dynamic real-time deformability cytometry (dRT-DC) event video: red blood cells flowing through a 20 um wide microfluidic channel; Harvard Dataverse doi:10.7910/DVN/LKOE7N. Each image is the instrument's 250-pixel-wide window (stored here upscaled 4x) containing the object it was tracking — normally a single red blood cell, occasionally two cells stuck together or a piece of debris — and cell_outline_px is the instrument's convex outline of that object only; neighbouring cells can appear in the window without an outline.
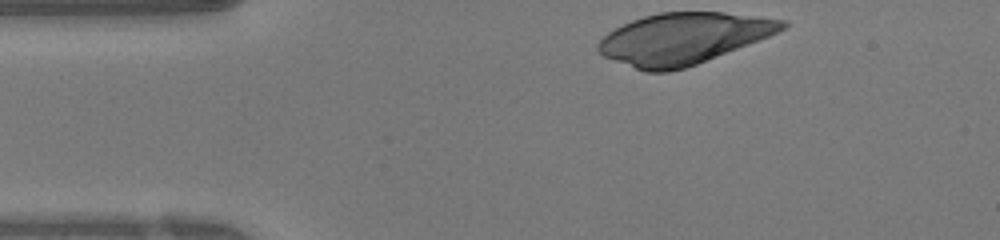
{"species": "human", "species_latin": "Homo sapiens", "temperature_condition": "warm", "stored_images_in_passage": 32, "camera_frame_rate_fps": 3000, "um_per_image_px": 0.085, "donor": {"sex": "female"}, "frame": {"image": 1, "passage_image": 1, "time_ms": 0.0, "image_size_px": [1000, 240], "cell_outline_px": [[788, 24], [784, 28], [768, 36], [696, 64], [684, 68], [668, 72], [644, 72], [604, 56], [596, 48], [596, 44], [608, 32], [632, 20], [644, 16], [660, 12], [724, 12], [788, 20]], "centroid_in_image_um": [58.05, 3.27], "position_along_channel_um": 27.0, "area_um2": 54.33}}
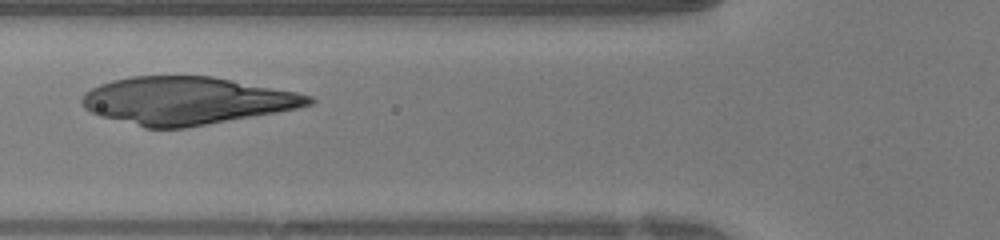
{"frame": {"image": 2, "passage_image": 11, "time_ms": 3.333, "image_size_px": [1000, 240], "cell_outline_px": [[316, 100], [312, 104], [296, 108], [276, 112], [184, 128], [144, 128], [100, 116], [84, 108], [80, 100], [84, 92], [100, 84], [112, 80], [132, 76], [212, 76], [296, 92], [312, 96]], "centroid_in_image_um": [15.81, 8.55], "position_along_channel_um": 110.0, "area_um2": 62.66}}
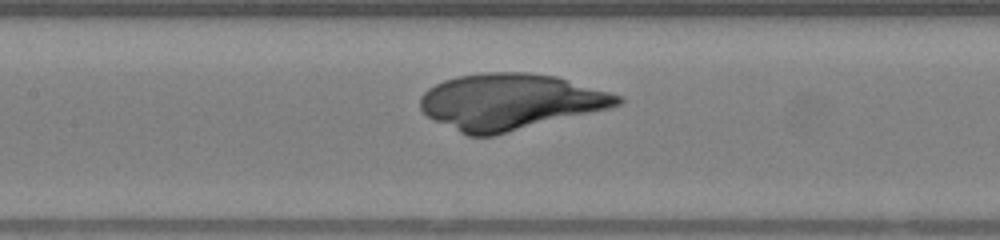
{"frame": {"image": 3, "passage_image": 15, "time_ms": 4.667, "image_size_px": [1000, 240], "cell_outline_px": [[624, 104], [608, 108], [492, 136], [468, 136], [432, 120], [420, 108], [420, 96], [428, 88], [444, 80], [456, 76], [480, 72], [528, 72], [556, 76], [608, 92], [620, 96], [624, 100]], "centroid_in_image_um": [43.31, 8.64], "position_along_channel_um": 164.1, "area_um2": 64.16}}